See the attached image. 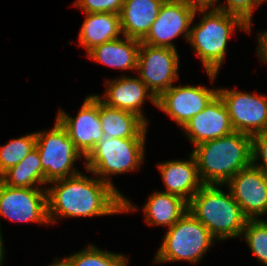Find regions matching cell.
<instances>
[{
	"label": "cell",
	"instance_id": "24",
	"mask_svg": "<svg viewBox=\"0 0 267 266\" xmlns=\"http://www.w3.org/2000/svg\"><path fill=\"white\" fill-rule=\"evenodd\" d=\"M36 146V132L10 140L0 146V176L20 163Z\"/></svg>",
	"mask_w": 267,
	"mask_h": 266
},
{
	"label": "cell",
	"instance_id": "16",
	"mask_svg": "<svg viewBox=\"0 0 267 266\" xmlns=\"http://www.w3.org/2000/svg\"><path fill=\"white\" fill-rule=\"evenodd\" d=\"M106 86L108 88L104 95L105 98L101 99L103 103L109 107L132 112L148 124L141 111V106L146 98H149L157 106V98L140 78L123 75L120 79L107 81Z\"/></svg>",
	"mask_w": 267,
	"mask_h": 266
},
{
	"label": "cell",
	"instance_id": "15",
	"mask_svg": "<svg viewBox=\"0 0 267 266\" xmlns=\"http://www.w3.org/2000/svg\"><path fill=\"white\" fill-rule=\"evenodd\" d=\"M182 130L195 146L234 132L227 108L218 94L203 111L192 117Z\"/></svg>",
	"mask_w": 267,
	"mask_h": 266
},
{
	"label": "cell",
	"instance_id": "33",
	"mask_svg": "<svg viewBox=\"0 0 267 266\" xmlns=\"http://www.w3.org/2000/svg\"><path fill=\"white\" fill-rule=\"evenodd\" d=\"M3 240H2V235H1V230H0V266L3 262V257H4V248H3Z\"/></svg>",
	"mask_w": 267,
	"mask_h": 266
},
{
	"label": "cell",
	"instance_id": "26",
	"mask_svg": "<svg viewBox=\"0 0 267 266\" xmlns=\"http://www.w3.org/2000/svg\"><path fill=\"white\" fill-rule=\"evenodd\" d=\"M242 235L255 257L267 265V221L247 220Z\"/></svg>",
	"mask_w": 267,
	"mask_h": 266
},
{
	"label": "cell",
	"instance_id": "13",
	"mask_svg": "<svg viewBox=\"0 0 267 266\" xmlns=\"http://www.w3.org/2000/svg\"><path fill=\"white\" fill-rule=\"evenodd\" d=\"M218 94V89L204 86H172L157 98V106L182 128L203 111Z\"/></svg>",
	"mask_w": 267,
	"mask_h": 266
},
{
	"label": "cell",
	"instance_id": "12",
	"mask_svg": "<svg viewBox=\"0 0 267 266\" xmlns=\"http://www.w3.org/2000/svg\"><path fill=\"white\" fill-rule=\"evenodd\" d=\"M74 142L75 148L83 154L84 159L95 148L103 136L99 118V97L88 96L76 118L60 110L56 118Z\"/></svg>",
	"mask_w": 267,
	"mask_h": 266
},
{
	"label": "cell",
	"instance_id": "34",
	"mask_svg": "<svg viewBox=\"0 0 267 266\" xmlns=\"http://www.w3.org/2000/svg\"><path fill=\"white\" fill-rule=\"evenodd\" d=\"M164 1H185V0H164Z\"/></svg>",
	"mask_w": 267,
	"mask_h": 266
},
{
	"label": "cell",
	"instance_id": "32",
	"mask_svg": "<svg viewBox=\"0 0 267 266\" xmlns=\"http://www.w3.org/2000/svg\"><path fill=\"white\" fill-rule=\"evenodd\" d=\"M56 262L49 266H74L73 263L66 257L63 261L55 260Z\"/></svg>",
	"mask_w": 267,
	"mask_h": 266
},
{
	"label": "cell",
	"instance_id": "14",
	"mask_svg": "<svg viewBox=\"0 0 267 266\" xmlns=\"http://www.w3.org/2000/svg\"><path fill=\"white\" fill-rule=\"evenodd\" d=\"M229 191L248 220L267 213V177L251 165L240 170L228 182Z\"/></svg>",
	"mask_w": 267,
	"mask_h": 266
},
{
	"label": "cell",
	"instance_id": "5",
	"mask_svg": "<svg viewBox=\"0 0 267 266\" xmlns=\"http://www.w3.org/2000/svg\"><path fill=\"white\" fill-rule=\"evenodd\" d=\"M145 141V138H111L103 134L85 158L86 169L114 187L108 176L138 169L144 160Z\"/></svg>",
	"mask_w": 267,
	"mask_h": 266
},
{
	"label": "cell",
	"instance_id": "23",
	"mask_svg": "<svg viewBox=\"0 0 267 266\" xmlns=\"http://www.w3.org/2000/svg\"><path fill=\"white\" fill-rule=\"evenodd\" d=\"M0 181L11 187L36 188L34 185L45 184L42 179L40 155L35 147L16 166L11 167L0 176Z\"/></svg>",
	"mask_w": 267,
	"mask_h": 266
},
{
	"label": "cell",
	"instance_id": "22",
	"mask_svg": "<svg viewBox=\"0 0 267 266\" xmlns=\"http://www.w3.org/2000/svg\"><path fill=\"white\" fill-rule=\"evenodd\" d=\"M143 209L148 225H166L170 228L188 212V202L180 196L156 191Z\"/></svg>",
	"mask_w": 267,
	"mask_h": 266
},
{
	"label": "cell",
	"instance_id": "3",
	"mask_svg": "<svg viewBox=\"0 0 267 266\" xmlns=\"http://www.w3.org/2000/svg\"><path fill=\"white\" fill-rule=\"evenodd\" d=\"M214 184H204L188 202V212L218 240L242 236L247 218L229 193Z\"/></svg>",
	"mask_w": 267,
	"mask_h": 266
},
{
	"label": "cell",
	"instance_id": "31",
	"mask_svg": "<svg viewBox=\"0 0 267 266\" xmlns=\"http://www.w3.org/2000/svg\"><path fill=\"white\" fill-rule=\"evenodd\" d=\"M258 42L259 47L257 54H259L261 61L267 62V31L259 34Z\"/></svg>",
	"mask_w": 267,
	"mask_h": 266
},
{
	"label": "cell",
	"instance_id": "21",
	"mask_svg": "<svg viewBox=\"0 0 267 266\" xmlns=\"http://www.w3.org/2000/svg\"><path fill=\"white\" fill-rule=\"evenodd\" d=\"M86 18L79 33L80 44L87 53L94 47L119 38L121 35L120 14L85 13Z\"/></svg>",
	"mask_w": 267,
	"mask_h": 266
},
{
	"label": "cell",
	"instance_id": "29",
	"mask_svg": "<svg viewBox=\"0 0 267 266\" xmlns=\"http://www.w3.org/2000/svg\"><path fill=\"white\" fill-rule=\"evenodd\" d=\"M252 165L267 177V132L252 135ZM262 159V164L257 160ZM256 163V164H255Z\"/></svg>",
	"mask_w": 267,
	"mask_h": 266
},
{
	"label": "cell",
	"instance_id": "28",
	"mask_svg": "<svg viewBox=\"0 0 267 266\" xmlns=\"http://www.w3.org/2000/svg\"><path fill=\"white\" fill-rule=\"evenodd\" d=\"M74 5L84 13H115L120 14L124 0H77Z\"/></svg>",
	"mask_w": 267,
	"mask_h": 266
},
{
	"label": "cell",
	"instance_id": "6",
	"mask_svg": "<svg viewBox=\"0 0 267 266\" xmlns=\"http://www.w3.org/2000/svg\"><path fill=\"white\" fill-rule=\"evenodd\" d=\"M215 238L190 212H186L165 234L155 262L197 263Z\"/></svg>",
	"mask_w": 267,
	"mask_h": 266
},
{
	"label": "cell",
	"instance_id": "9",
	"mask_svg": "<svg viewBox=\"0 0 267 266\" xmlns=\"http://www.w3.org/2000/svg\"><path fill=\"white\" fill-rule=\"evenodd\" d=\"M236 132L255 135L267 132V97L236 90L218 89Z\"/></svg>",
	"mask_w": 267,
	"mask_h": 266
},
{
	"label": "cell",
	"instance_id": "8",
	"mask_svg": "<svg viewBox=\"0 0 267 266\" xmlns=\"http://www.w3.org/2000/svg\"><path fill=\"white\" fill-rule=\"evenodd\" d=\"M178 68L179 55L176 49L140 43L138 75L156 98L173 86L172 82L179 77Z\"/></svg>",
	"mask_w": 267,
	"mask_h": 266
},
{
	"label": "cell",
	"instance_id": "1",
	"mask_svg": "<svg viewBox=\"0 0 267 266\" xmlns=\"http://www.w3.org/2000/svg\"><path fill=\"white\" fill-rule=\"evenodd\" d=\"M47 190V216L49 223L59 217H90L135 211L127 198L116 187L84 174L59 179Z\"/></svg>",
	"mask_w": 267,
	"mask_h": 266
},
{
	"label": "cell",
	"instance_id": "19",
	"mask_svg": "<svg viewBox=\"0 0 267 266\" xmlns=\"http://www.w3.org/2000/svg\"><path fill=\"white\" fill-rule=\"evenodd\" d=\"M124 38L119 37L94 47L88 52L89 58L113 68L136 71L141 40Z\"/></svg>",
	"mask_w": 267,
	"mask_h": 266
},
{
	"label": "cell",
	"instance_id": "4",
	"mask_svg": "<svg viewBox=\"0 0 267 266\" xmlns=\"http://www.w3.org/2000/svg\"><path fill=\"white\" fill-rule=\"evenodd\" d=\"M197 12L205 14L198 24L191 27L188 41L202 60L213 82L225 57L229 36L236 27L247 32L251 30L239 17L218 9L197 10Z\"/></svg>",
	"mask_w": 267,
	"mask_h": 266
},
{
	"label": "cell",
	"instance_id": "20",
	"mask_svg": "<svg viewBox=\"0 0 267 266\" xmlns=\"http://www.w3.org/2000/svg\"><path fill=\"white\" fill-rule=\"evenodd\" d=\"M99 97V118L103 134L111 138H145L148 124L138 115L109 107Z\"/></svg>",
	"mask_w": 267,
	"mask_h": 266
},
{
	"label": "cell",
	"instance_id": "17",
	"mask_svg": "<svg viewBox=\"0 0 267 266\" xmlns=\"http://www.w3.org/2000/svg\"><path fill=\"white\" fill-rule=\"evenodd\" d=\"M158 168L165 183L166 191L164 192L180 196L187 202L204 185L200 179L197 162L192 153L188 161H166L159 164Z\"/></svg>",
	"mask_w": 267,
	"mask_h": 266
},
{
	"label": "cell",
	"instance_id": "2",
	"mask_svg": "<svg viewBox=\"0 0 267 266\" xmlns=\"http://www.w3.org/2000/svg\"><path fill=\"white\" fill-rule=\"evenodd\" d=\"M191 153L203 184L224 185L240 170L252 165V137L234 131L196 145Z\"/></svg>",
	"mask_w": 267,
	"mask_h": 266
},
{
	"label": "cell",
	"instance_id": "27",
	"mask_svg": "<svg viewBox=\"0 0 267 266\" xmlns=\"http://www.w3.org/2000/svg\"><path fill=\"white\" fill-rule=\"evenodd\" d=\"M218 10L239 17L251 29L252 11L260 5L259 0H227Z\"/></svg>",
	"mask_w": 267,
	"mask_h": 266
},
{
	"label": "cell",
	"instance_id": "11",
	"mask_svg": "<svg viewBox=\"0 0 267 266\" xmlns=\"http://www.w3.org/2000/svg\"><path fill=\"white\" fill-rule=\"evenodd\" d=\"M0 216L12 221L48 224L47 190L11 187L0 181Z\"/></svg>",
	"mask_w": 267,
	"mask_h": 266
},
{
	"label": "cell",
	"instance_id": "18",
	"mask_svg": "<svg viewBox=\"0 0 267 266\" xmlns=\"http://www.w3.org/2000/svg\"><path fill=\"white\" fill-rule=\"evenodd\" d=\"M164 0H124L120 12L123 36L142 40L150 31Z\"/></svg>",
	"mask_w": 267,
	"mask_h": 266
},
{
	"label": "cell",
	"instance_id": "10",
	"mask_svg": "<svg viewBox=\"0 0 267 266\" xmlns=\"http://www.w3.org/2000/svg\"><path fill=\"white\" fill-rule=\"evenodd\" d=\"M196 13L197 10L185 1H164L150 31L141 42L176 49L171 41L182 34L189 39L190 26Z\"/></svg>",
	"mask_w": 267,
	"mask_h": 266
},
{
	"label": "cell",
	"instance_id": "25",
	"mask_svg": "<svg viewBox=\"0 0 267 266\" xmlns=\"http://www.w3.org/2000/svg\"><path fill=\"white\" fill-rule=\"evenodd\" d=\"M67 258L74 266H126L128 262V259L121 254L106 252L93 245Z\"/></svg>",
	"mask_w": 267,
	"mask_h": 266
},
{
	"label": "cell",
	"instance_id": "7",
	"mask_svg": "<svg viewBox=\"0 0 267 266\" xmlns=\"http://www.w3.org/2000/svg\"><path fill=\"white\" fill-rule=\"evenodd\" d=\"M35 147L40 155L45 184L80 173L73 164L82 158V154L75 148L74 142L57 119L49 132L36 133Z\"/></svg>",
	"mask_w": 267,
	"mask_h": 266
},
{
	"label": "cell",
	"instance_id": "30",
	"mask_svg": "<svg viewBox=\"0 0 267 266\" xmlns=\"http://www.w3.org/2000/svg\"><path fill=\"white\" fill-rule=\"evenodd\" d=\"M219 0H185V2L190 5L195 10H208L218 9V6H214V3H218Z\"/></svg>",
	"mask_w": 267,
	"mask_h": 266
}]
</instances>
